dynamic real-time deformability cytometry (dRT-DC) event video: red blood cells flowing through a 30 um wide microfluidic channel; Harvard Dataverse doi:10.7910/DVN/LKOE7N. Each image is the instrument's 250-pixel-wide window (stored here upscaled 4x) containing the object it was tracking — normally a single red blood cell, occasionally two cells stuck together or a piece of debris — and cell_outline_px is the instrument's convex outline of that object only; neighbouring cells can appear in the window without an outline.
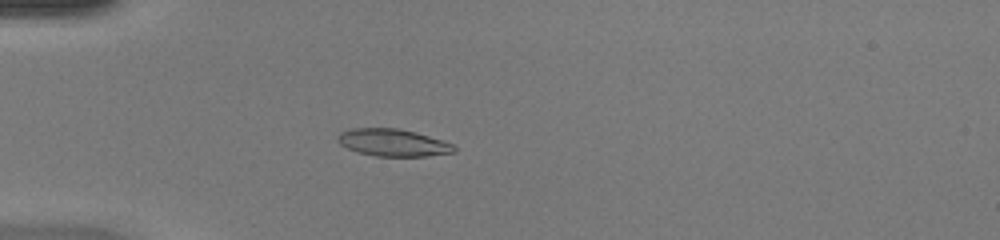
{"species": "common noctule bat (a hibernating species)", "species_latin": "Nyctalus noctula", "temperature_condition": "warm", "stored_images_in_passage": 49, "camera_frame_rate_fps": 3000, "um_per_image_px": 0.085, "animal": {"sex": "female", "body_mass_g": 20.0, "forearm_length_mm": 54.0}, "frame": {"image": 1, "passage_image": 15, "time_ms": 4.667, "image_size_px": [1000, 240], "cell_outline_px": [[456, 152], [428, 156], [376, 156], [356, 152], [340, 144], [336, 140], [336, 136], [340, 132], [352, 128], [400, 128], [416, 132], [444, 140], [452, 144], [456, 148]], "centroid_in_image_um": [33.4, 12.12], "position_along_channel_um": 51.6, "area_um2": 18.73}}
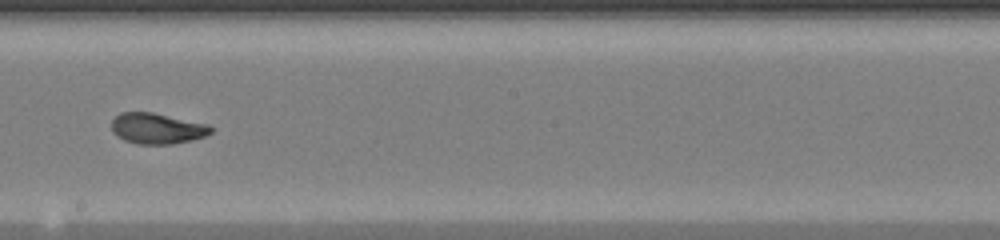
{"frame": {"image": 2, "passage_image": 29, "time_ms": 9.333, "image_size_px": [1000, 240], "cell_outline_px": [[212, 132], [204, 136], [192, 140], [172, 144], [136, 144], [124, 140], [116, 136], [112, 132], [112, 120], [120, 112], [152, 112], [208, 124], [212, 128]], "centroid_in_image_um": [13.33, 10.92], "position_along_channel_um": 234.9, "area_um2": 17.86}}
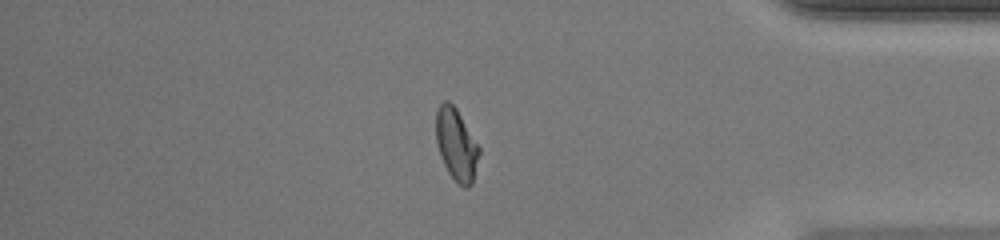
{"frame": {"image": 3, "passage_image": 42, "time_ms": 13.667, "image_size_px": [1000, 240], "cell_outline_px": [[480, 152], [472, 184], [468, 188], [464, 188], [448, 172], [440, 156], [436, 140], [436, 112], [440, 104], [444, 100], [448, 100], [456, 108], [480, 148]], "centroid_in_image_um": [38.78, 12.28], "position_along_channel_um": 396.4, "area_um2": 17.92}, "authors_computed_cell_mechanics": {"area_um2": 18.207, "velocity_mm_per_s": 4.3008, "shape_relaxation_time_tau1_ms": 5.1096, "shape_relaxation_time_tau2_ms": 0.9572, "deformation_change_tau1": 0.2339, "deformation_change_tau2": 0.067}}